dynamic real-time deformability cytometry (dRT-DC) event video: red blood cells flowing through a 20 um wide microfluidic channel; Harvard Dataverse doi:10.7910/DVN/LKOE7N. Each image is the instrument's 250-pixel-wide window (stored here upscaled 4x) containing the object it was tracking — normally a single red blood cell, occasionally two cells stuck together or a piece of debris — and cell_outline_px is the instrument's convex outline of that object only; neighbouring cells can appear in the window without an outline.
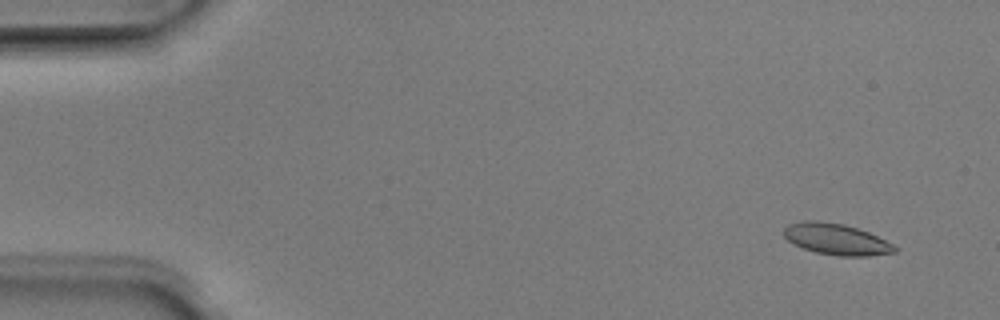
{"species": "Egyptian fruit bat (a non-hibernating species)", "species_latin": "Rousettus aegyptiacus", "temperature_condition": "room temperature", "stored_images_in_passage": 7, "camera_frame_rate_fps": 3000, "um_per_image_px": 0.085, "animal": {"sex": "male"}, "frame": {"image": 1, "passage_image": 1, "time_ms": 0.0, "image_size_px": [1000, 320], "cell_outline_px": [[896, 252], [868, 256], [836, 256], [816, 252], [804, 248], [788, 240], [784, 236], [784, 228], [788, 224], [804, 220], [816, 220], [844, 224], [868, 232], [892, 244], [896, 248]], "centroid_in_image_um": [71.06, 20.33], "position_along_channel_um": 13.9, "area_um2": 19.94}}
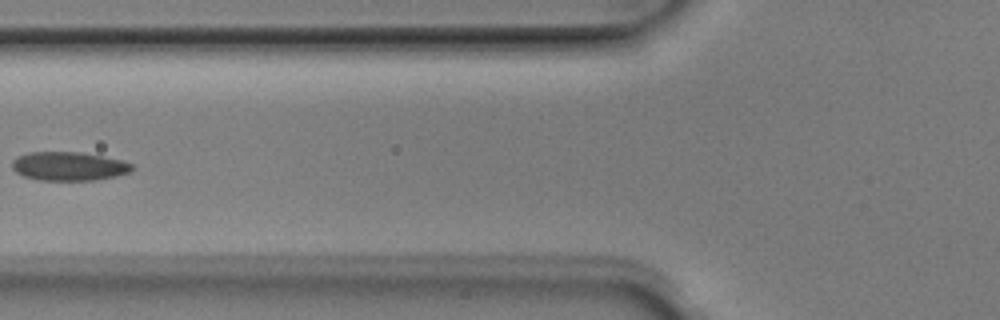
{"frame": {"image": 2, "passage_image": 6, "time_ms": 1.667, "image_size_px": [1000, 320], "cell_outline_px": [[136, 168], [132, 172], [116, 176], [96, 180], [40, 180], [24, 176], [16, 172], [12, 168], [12, 160], [16, 156], [28, 152], [80, 152], [124, 160], [132, 164]], "centroid_in_image_um": [5.88, 14.12], "position_along_channel_um": 119.9, "area_um2": 20.35}}
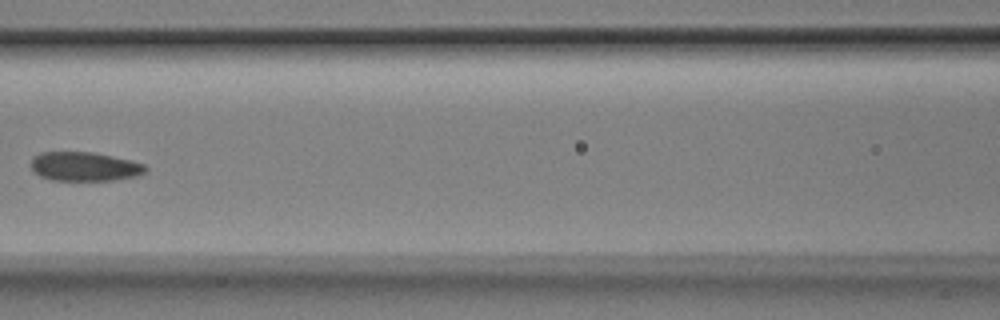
{"frame": {"image": 3, "passage_image": 7, "time_ms": 2.0, "image_size_px": [1000, 320], "cell_outline_px": [[148, 168], [140, 176], [116, 180], [52, 180], [40, 176], [32, 172], [32, 156], [40, 152], [92, 152], [132, 160], [144, 164]], "centroid_in_image_um": [7.2, 14.15], "position_along_channel_um": 159.4, "area_um2": 19.59}}